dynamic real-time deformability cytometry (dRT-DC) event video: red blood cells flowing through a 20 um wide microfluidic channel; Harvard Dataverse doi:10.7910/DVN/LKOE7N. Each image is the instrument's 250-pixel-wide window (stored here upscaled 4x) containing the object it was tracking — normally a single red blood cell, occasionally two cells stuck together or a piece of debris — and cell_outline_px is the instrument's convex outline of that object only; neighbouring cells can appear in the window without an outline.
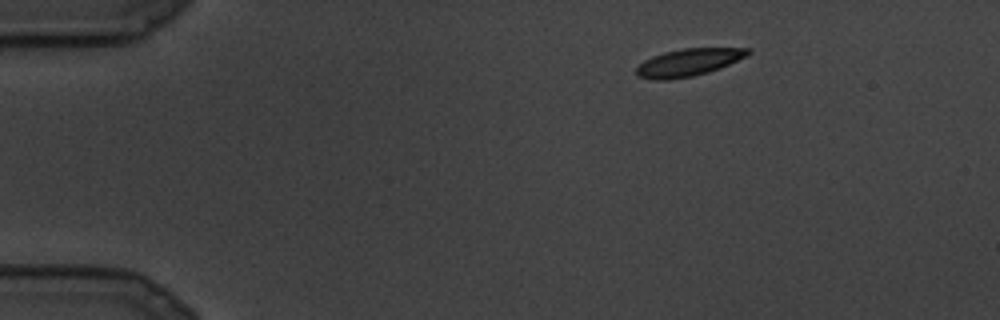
{"species": "common noctule bat (a hibernating species)", "species_latin": "Nyctalus noctula", "temperature_condition": "cold", "stored_images_in_passage": 22, "camera_frame_rate_fps": 3000, "um_per_image_px": 0.085, "animal": {"sex": "male", "body_mass_g": 19.5, "forearm_length_mm": 54.6}, "frame": {"image": 1, "passage_image": 1, "time_ms": 0.0, "image_size_px": [1000, 320], "cell_outline_px": [[752, 52], [748, 56], [720, 68], [708, 72], [692, 76], [668, 80], [652, 80], [636, 76], [636, 68], [644, 60], [652, 56], [664, 52], [684, 48], [752, 48]], "centroid_in_image_um": [58.53, 5.3], "position_along_channel_um": 26.5, "area_um2": 17.98}}
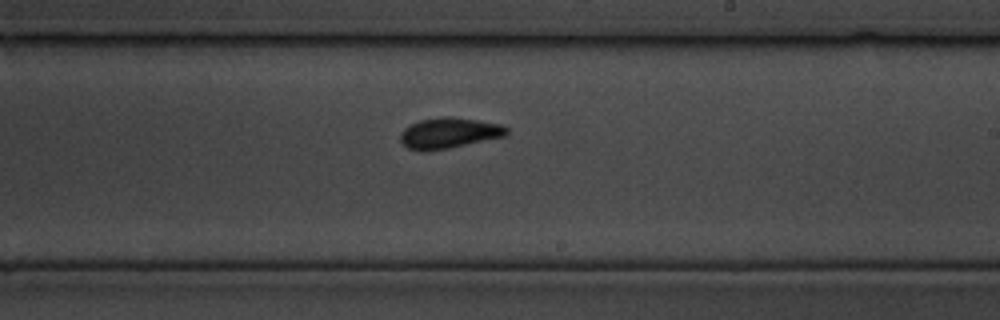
{"frame": {"image": 2, "passage_image": 13, "time_ms": 4.0, "image_size_px": [1000, 320], "cell_outline_px": [[508, 136], [448, 148], [424, 152], [420, 152], [408, 148], [400, 140], [400, 132], [404, 128], [420, 120], [440, 116], [444, 116], [476, 120], [500, 124], [508, 128]], "centroid_in_image_um": [38.16, 11.32], "position_along_channel_um": 250.8, "area_um2": 19.07}}
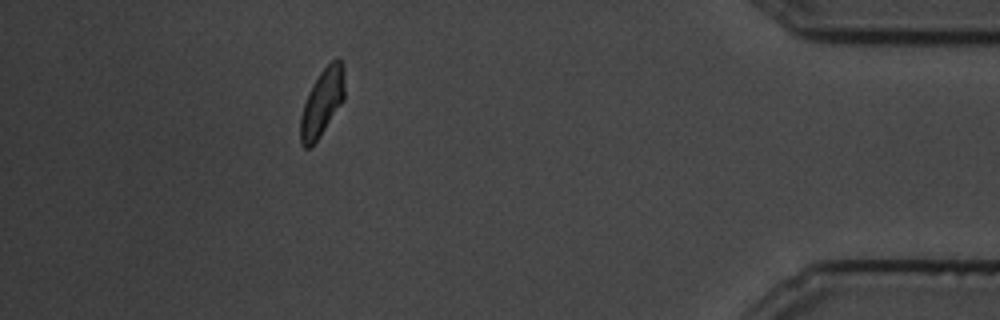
{"frame": {"image": 3, "passage_image": 21, "time_ms": 6.667, "image_size_px": [1000, 320], "cell_outline_px": [[344, 100], [316, 140], [308, 148], [304, 148], [300, 144], [300, 116], [308, 92], [312, 84], [320, 72], [332, 60], [340, 60], [344, 68]], "centroid_in_image_um": [27.36, 8.7], "position_along_channel_um": 407.8, "area_um2": 16.99}}